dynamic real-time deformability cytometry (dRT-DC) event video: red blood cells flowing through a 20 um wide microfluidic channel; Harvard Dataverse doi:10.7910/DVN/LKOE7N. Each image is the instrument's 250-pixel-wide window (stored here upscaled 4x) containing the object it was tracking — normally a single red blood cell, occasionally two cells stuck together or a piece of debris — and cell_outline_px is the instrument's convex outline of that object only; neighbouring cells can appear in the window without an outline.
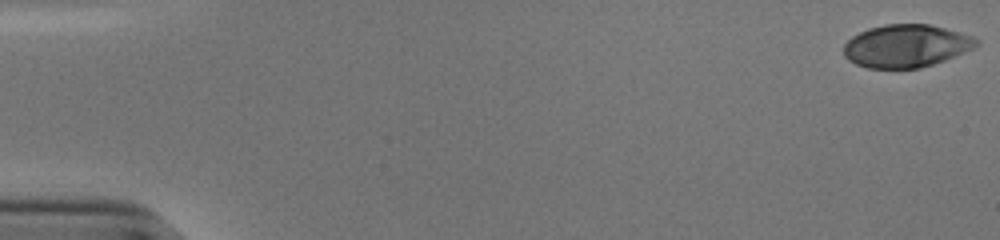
{"species": "human", "species_latin": "Homo sapiens", "temperature_condition": "cold", "stored_images_in_passage": 45, "camera_frame_rate_fps": 3000, "um_per_image_px": 0.085, "donor": {"sex": "male"}, "frame": {"image": 1, "passage_image": 1, "time_ms": 0.0, "image_size_px": [1000, 240], "cell_outline_px": [[980, 44], [972, 48], [944, 60], [920, 68], [868, 68], [856, 64], [848, 60], [844, 56], [844, 44], [852, 36], [868, 28], [884, 24], [928, 24], [944, 28], [972, 36], [980, 40]], "centroid_in_image_um": [76.99, 3.9], "position_along_channel_um": 8.0, "area_um2": 32.89}}
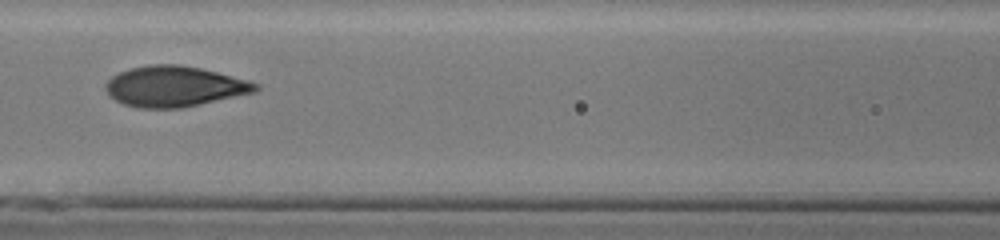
{"frame": {"image": 2, "passage_image": 25, "time_ms": 8.0, "image_size_px": [1000, 240], "cell_outline_px": [[260, 88], [256, 92], [200, 104], [180, 108], [140, 108], [124, 104], [108, 96], [104, 88], [104, 84], [112, 76], [120, 72], [132, 68], [148, 64], [180, 64], [200, 68], [248, 80], [260, 84]], "centroid_in_image_um": [14.82, 7.34], "position_along_channel_um": 151.8, "area_um2": 35.55}}
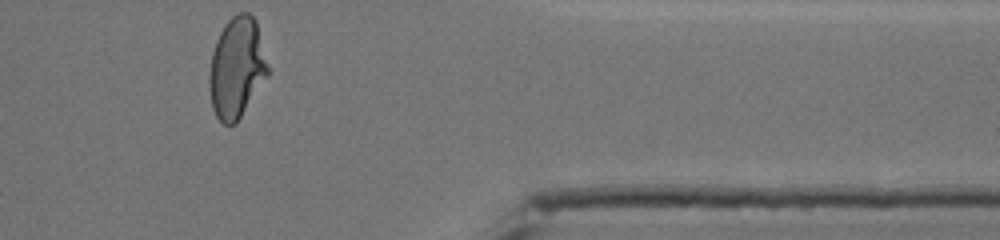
{"frame": {"image": 3, "passage_image": 45, "time_ms": 14.667, "image_size_px": [1000, 240], "cell_outline_px": [[268, 76], [236, 124], [224, 124], [216, 116], [212, 108], [208, 88], [208, 76], [212, 52], [216, 40], [224, 24], [232, 16], [240, 12], [248, 12], [256, 20], [268, 68]], "centroid_in_image_um": [20.09, 5.77], "position_along_channel_um": 391.3, "area_um2": 34.45}, "authors_computed_cell_mechanics": {"area_um2": 34.2754, "velocity_mm_per_s": 3.8702, "shape_relaxation_time_tau1_ms": 5.9985, "shape_relaxation_time_tau2_ms": 0.8553, "deformation_change_tau1": 0.2347, "deformation_change_tau2": 0.0634}}